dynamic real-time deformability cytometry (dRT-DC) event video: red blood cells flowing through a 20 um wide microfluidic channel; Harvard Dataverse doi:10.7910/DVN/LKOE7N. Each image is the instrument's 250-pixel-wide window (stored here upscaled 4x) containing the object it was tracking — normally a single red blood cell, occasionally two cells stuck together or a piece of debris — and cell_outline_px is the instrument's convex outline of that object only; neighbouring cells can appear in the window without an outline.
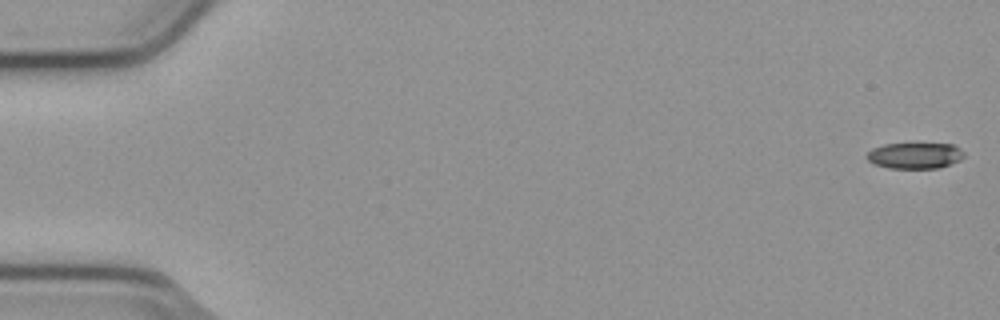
{"species": "common noctule bat (a hibernating species)", "species_latin": "Nyctalus noctula", "temperature_condition": "cold", "stored_images_in_passage": 12, "camera_frame_rate_fps": 3000, "um_per_image_px": 0.085, "animal": {"sex": "male", "body_mass_g": 23.1, "forearm_length_mm": 52.7}, "frame": {"image": 1, "passage_image": 1, "time_ms": 0.0, "image_size_px": [1000, 320], "cell_outline_px": [[964, 156], [960, 160], [940, 168], [888, 168], [876, 164], [868, 160], [868, 152], [872, 148], [884, 144], [916, 140], [952, 144], [960, 148], [964, 152]], "centroid_in_image_um": [77.81, 13.16], "position_along_channel_um": 7.2, "area_um2": 15.61}}